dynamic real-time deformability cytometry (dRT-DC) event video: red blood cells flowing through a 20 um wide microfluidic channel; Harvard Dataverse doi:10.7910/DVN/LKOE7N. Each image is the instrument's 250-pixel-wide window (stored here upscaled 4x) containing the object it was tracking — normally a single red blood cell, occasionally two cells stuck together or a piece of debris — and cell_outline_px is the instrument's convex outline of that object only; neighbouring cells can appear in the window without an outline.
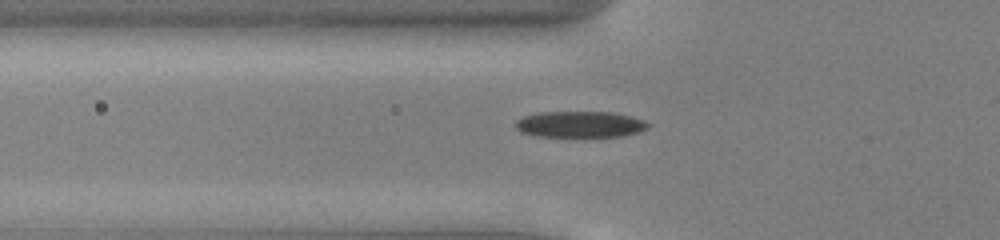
{"species": "common noctule bat (a hibernating species)", "species_latin": "Nyctalus noctula", "temperature_condition": "cold", "stored_images_in_passage": 53, "camera_frame_rate_fps": 3000, "um_per_image_px": 0.085, "animal": {"sex": "male", "body_mass_g": 13.0, "forearm_length_mm": 53.1}, "frame": {"image": 1, "passage_image": 19, "time_ms": 6.0, "image_size_px": [1000, 240], "cell_outline_px": [[652, 124], [648, 128], [636, 132], [620, 136], [536, 136], [520, 132], [512, 124], [516, 120], [524, 116], [540, 112], [612, 112], [644, 120]], "centroid_in_image_um": [49.26, 10.56], "position_along_channel_um": 76.5, "area_um2": 20.17}}
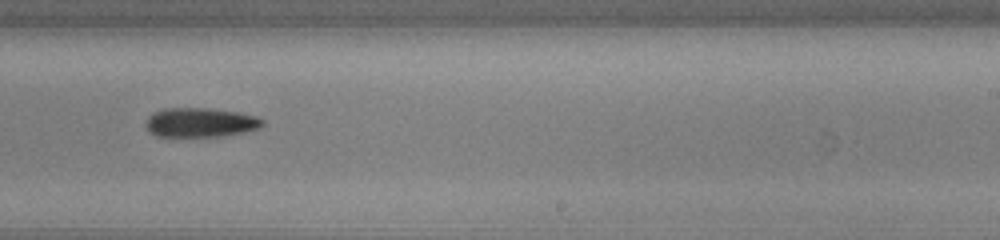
{"frame": {"image": 2, "passage_image": 34, "time_ms": 11.0, "image_size_px": [1000, 240], "cell_outline_px": [[264, 124], [260, 128], [244, 132], [224, 136], [156, 136], [148, 132], [144, 124], [144, 120], [152, 112], [164, 108], [208, 108], [236, 112], [256, 116], [264, 120]], "centroid_in_image_um": [16.98, 10.41], "position_along_channel_um": 272.0, "area_um2": 20.17}}
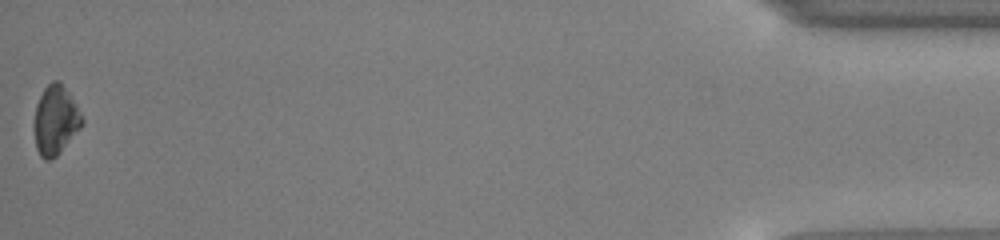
{"frame": {"image": 3, "passage_image": 53, "time_ms": 17.333, "image_size_px": [1000, 240], "cell_outline_px": [[84, 120], [80, 128], [60, 152], [52, 160], [44, 160], [40, 156], [36, 148], [32, 124], [36, 104], [44, 88], [52, 80], [60, 80], [76, 104]], "centroid_in_image_um": [4.68, 10.22], "position_along_channel_um": 430.5, "area_um2": 19.54}, "authors_computed_cell_mechanics": {"area_um2": 20.1722, "velocity_mm_per_s": 3.9144, "shape_relaxation_time_tau1_ms": 2.7661, "shape_relaxation_time_tau2_ms": null, "deformation_change_tau1": 0.0965, "deformation_change_tau2": null}}